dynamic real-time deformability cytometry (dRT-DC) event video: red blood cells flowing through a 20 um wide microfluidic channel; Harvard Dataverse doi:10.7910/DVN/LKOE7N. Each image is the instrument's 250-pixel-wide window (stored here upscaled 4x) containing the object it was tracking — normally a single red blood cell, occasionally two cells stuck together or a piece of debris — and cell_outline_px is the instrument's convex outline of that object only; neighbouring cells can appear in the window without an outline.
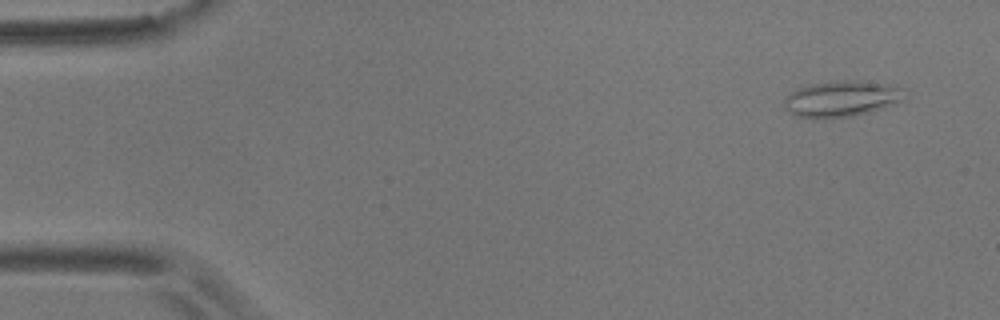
{"species": "common noctule bat (a hibernating species)", "species_latin": "Nyctalus noctula", "temperature_condition": "room temperature", "stored_images_in_passage": 10, "camera_frame_rate_fps": 3000, "um_per_image_px": 0.085, "animal": {"sex": "male", "body_mass_g": 17.9}, "frame": {"image": 1, "passage_image": 1, "time_ms": 0.0, "image_size_px": [1000, 320], "cell_outline_px": [[900, 100], [896, 104], [884, 108], [852, 116], [812, 120], [796, 116], [784, 108], [784, 100], [792, 92], [800, 88], [812, 84], [836, 80], [856, 80], [884, 84], [896, 88]], "centroid_in_image_um": [71.4, 8.43], "position_along_channel_um": 13.6, "area_um2": 24.74}}
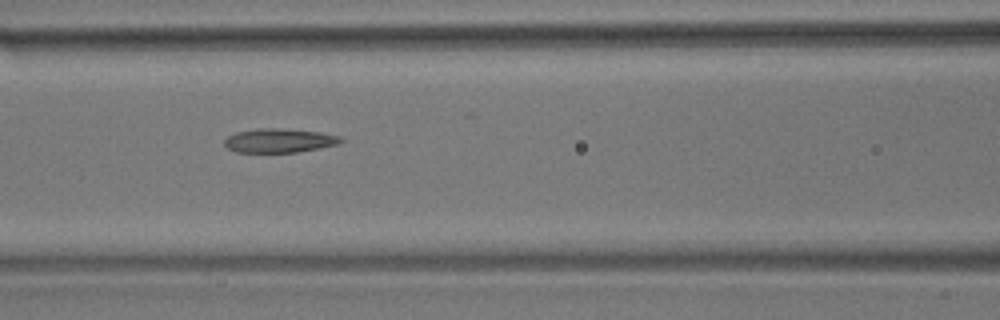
{"frame": {"image": 2, "passage_image": 7, "time_ms": 2.0, "image_size_px": [1000, 320], "cell_outline_px": [[344, 140], [336, 144], [320, 148], [296, 152], [236, 152], [228, 148], [224, 144], [224, 140], [228, 136], [236, 132], [256, 128], [276, 128], [320, 132], [340, 136]], "centroid_in_image_um": [23.71, 11.94], "position_along_channel_um": 142.9, "area_um2": 16.18}}